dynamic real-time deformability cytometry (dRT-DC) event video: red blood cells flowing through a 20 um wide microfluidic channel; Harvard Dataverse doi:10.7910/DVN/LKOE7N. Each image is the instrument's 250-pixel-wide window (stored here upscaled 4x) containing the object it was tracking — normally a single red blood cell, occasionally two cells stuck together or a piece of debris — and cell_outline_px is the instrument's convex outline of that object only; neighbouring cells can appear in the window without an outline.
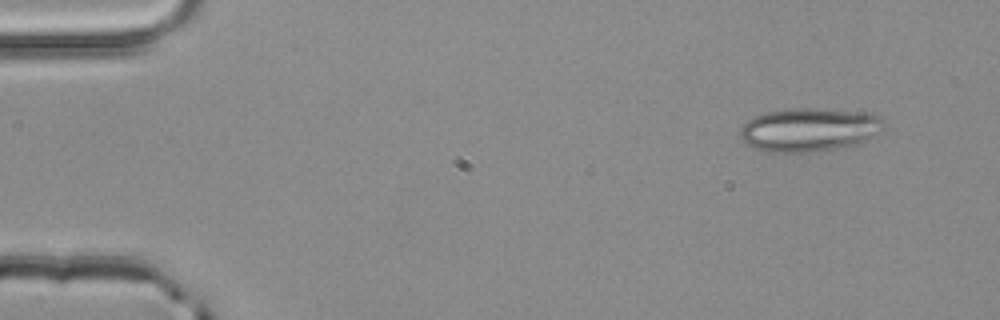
{"species": "common noctule bat (a hibernating species)", "species_latin": "Nyctalus noctula", "temperature_condition": "room temperature", "stored_images_in_passage": 3, "camera_frame_rate_fps": 3000, "um_per_image_px": 0.085, "animal": {"sex": "male", "body_mass_g": 20.4}, "frame": {"image": 1, "passage_image": 1, "time_ms": 0.0, "image_size_px": [1000, 320], "cell_outline_px": [[888, 128], [856, 144], [820, 152], [768, 152], [756, 148], [748, 144], [740, 136], [740, 128], [752, 116], [768, 112], [792, 108], [812, 108], [872, 112], [880, 116], [884, 120]], "centroid_in_image_um": [68.85, 11.01], "position_along_channel_um": 16.2, "area_um2": 36.88}}